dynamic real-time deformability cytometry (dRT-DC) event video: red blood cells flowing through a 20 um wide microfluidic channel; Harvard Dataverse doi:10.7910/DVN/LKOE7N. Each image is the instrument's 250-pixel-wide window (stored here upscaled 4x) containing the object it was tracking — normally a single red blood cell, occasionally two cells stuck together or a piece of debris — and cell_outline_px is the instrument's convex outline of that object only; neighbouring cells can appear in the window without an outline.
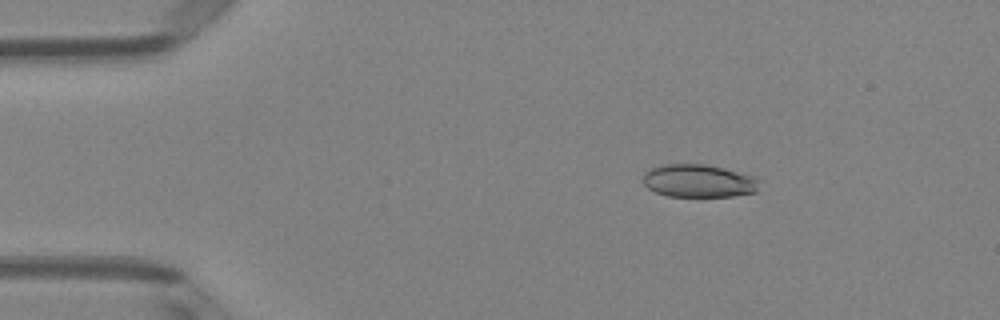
{"species": "Egyptian fruit bat (a non-hibernating species)", "species_latin": "Rousettus aegyptiacus", "temperature_condition": "room temperature", "stored_images_in_passage": 4, "camera_frame_rate_fps": 3000, "um_per_image_px": 0.085, "animal": {"sex": "female"}, "frame": {"image": 1, "passage_image": 3, "time_ms": 0.667, "image_size_px": [1000, 320], "cell_outline_px": [[760, 180], [756, 192], [732, 196], [668, 196], [656, 192], [648, 188], [644, 184], [644, 172], [652, 168], [664, 164], [708, 164], [756, 176]], "centroid_in_image_um": [59.42, 15.37], "position_along_channel_um": 25.6, "area_um2": 22.37}}